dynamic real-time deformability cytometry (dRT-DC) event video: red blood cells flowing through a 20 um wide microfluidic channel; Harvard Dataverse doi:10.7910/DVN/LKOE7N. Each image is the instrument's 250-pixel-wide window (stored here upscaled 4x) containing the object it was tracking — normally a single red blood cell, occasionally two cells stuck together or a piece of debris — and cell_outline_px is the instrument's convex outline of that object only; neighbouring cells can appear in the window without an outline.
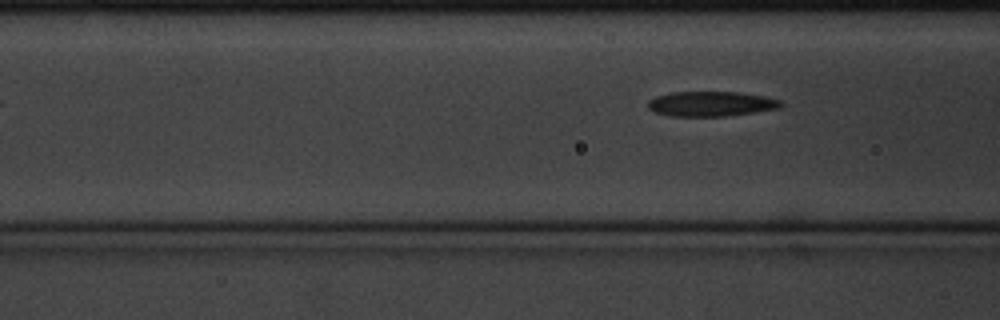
{"species": "common noctule bat (a hibernating species)", "species_latin": "Nyctalus noctula", "temperature_condition": "cold", "stored_images_in_passage": 7, "camera_frame_rate_fps": 3000, "um_per_image_px": 0.085, "animal": {"sex": "male", "body_mass_g": 20.1, "forearm_length_mm": 53.5}, "frame": {"image": 1, "passage_image": 6, "time_ms": 1.667, "image_size_px": [1000, 320], "cell_outline_px": [[784, 104], [780, 108], [756, 112], [724, 116], [672, 116], [656, 112], [648, 108], [648, 100], [656, 96], [672, 92], [740, 92], [764, 96], [780, 100]], "centroid_in_image_um": [60.46, 8.82], "position_along_channel_um": 106.1, "area_um2": 19.31}}
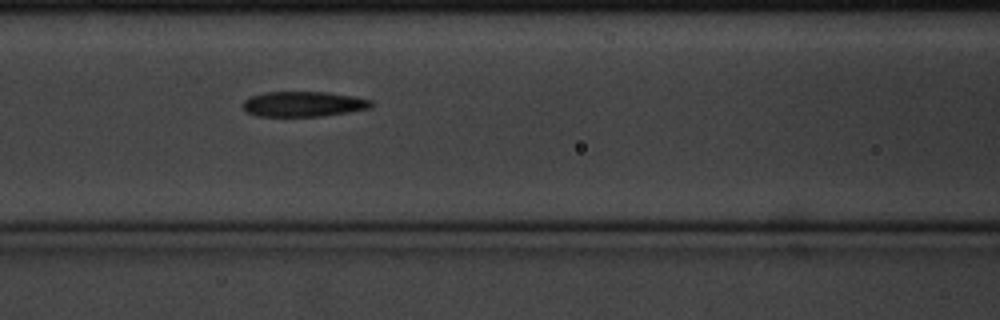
{"frame": {"image": 2, "passage_image": 7, "time_ms": 2.0, "image_size_px": [1000, 320], "cell_outline_px": [[372, 108], [348, 112], [320, 116], [260, 116], [248, 112], [244, 108], [244, 100], [248, 96], [264, 92], [328, 92], [352, 96], [372, 100]], "centroid_in_image_um": [25.8, 8.83], "position_along_channel_um": 140.8, "area_um2": 18.79}}